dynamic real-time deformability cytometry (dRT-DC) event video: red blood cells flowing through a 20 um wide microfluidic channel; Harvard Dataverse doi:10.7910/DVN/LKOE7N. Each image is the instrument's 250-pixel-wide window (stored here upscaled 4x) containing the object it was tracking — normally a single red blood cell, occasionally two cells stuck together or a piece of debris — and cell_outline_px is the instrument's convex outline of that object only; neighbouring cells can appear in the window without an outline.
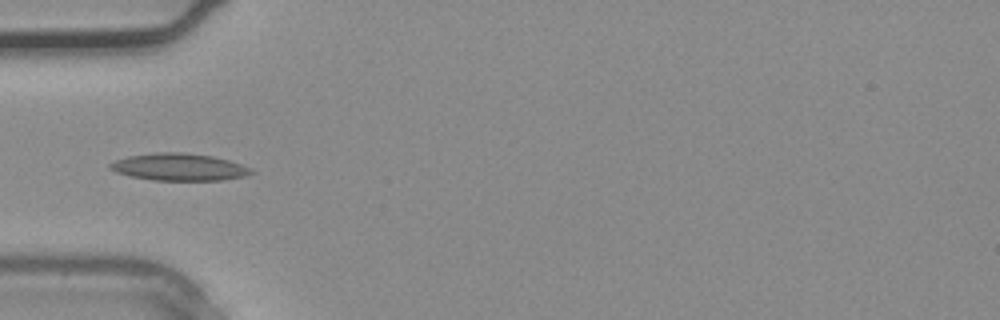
{"species": "common noctule bat (a hibernating species)", "species_latin": "Nyctalus noctula", "temperature_condition": "warm", "stored_images_in_passage": 3, "camera_frame_rate_fps": 3000, "um_per_image_px": 0.085, "animal": {"sex": "male", "body_mass_g": 20.4}, "frame": {"image": 1, "passage_image": 3, "time_ms": 0.667, "image_size_px": [1000, 320], "cell_outline_px": [[256, 172], [244, 176], [220, 180], [156, 180], [132, 176], [116, 172], [108, 168], [108, 164], [116, 160], [128, 156], [156, 152], [184, 152], [212, 156], [228, 160], [252, 168]], "centroid_in_image_um": [15.22, 14.19], "position_along_channel_um": 69.8, "area_um2": 22.25}}